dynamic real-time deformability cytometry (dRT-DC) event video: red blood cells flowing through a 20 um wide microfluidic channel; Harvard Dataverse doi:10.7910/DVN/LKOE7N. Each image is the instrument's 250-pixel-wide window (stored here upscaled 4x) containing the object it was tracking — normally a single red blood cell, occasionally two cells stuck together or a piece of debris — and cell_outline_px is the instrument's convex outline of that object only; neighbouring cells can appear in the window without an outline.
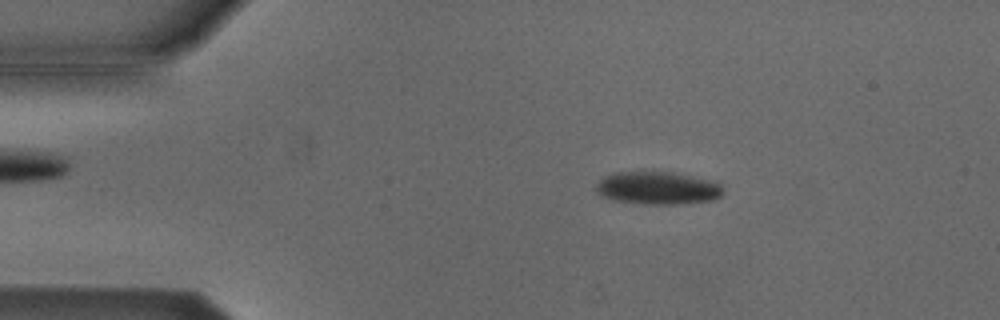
{"species": "Egyptian fruit bat (a non-hibernating species)", "species_latin": "Rousettus aegyptiacus", "temperature_condition": "cold", "stored_images_in_passage": 53, "camera_frame_rate_fps": 3000, "um_per_image_px": 0.085, "animal": {"sex": "male"}, "frame": {"image": 1, "passage_image": 9, "time_ms": 2.667, "image_size_px": [1000, 320], "cell_outline_px": [[724, 192], [720, 196], [712, 200], [676, 204], [644, 204], [612, 200], [596, 192], [596, 184], [604, 176], [616, 172], [672, 172], [716, 180], [724, 188]], "centroid_in_image_um": [55.94, 15.98], "position_along_channel_um": 29.1, "area_um2": 24.45}}
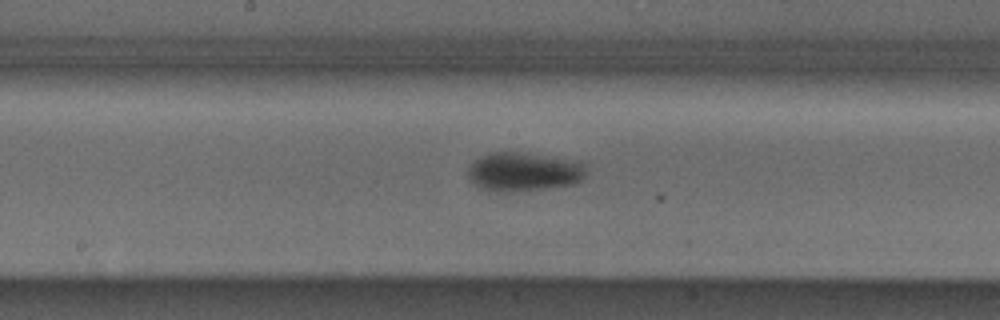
{"frame": {"image": 2, "passage_image": 27, "time_ms": 8.667, "image_size_px": [1000, 320], "cell_outline_px": [[584, 180], [576, 184], [544, 188], [508, 192], [488, 192], [480, 188], [468, 176], [468, 168], [480, 156], [488, 152], [520, 152], [584, 160]], "centroid_in_image_um": [44.55, 14.59], "position_along_channel_um": 203.6, "area_um2": 27.22}}
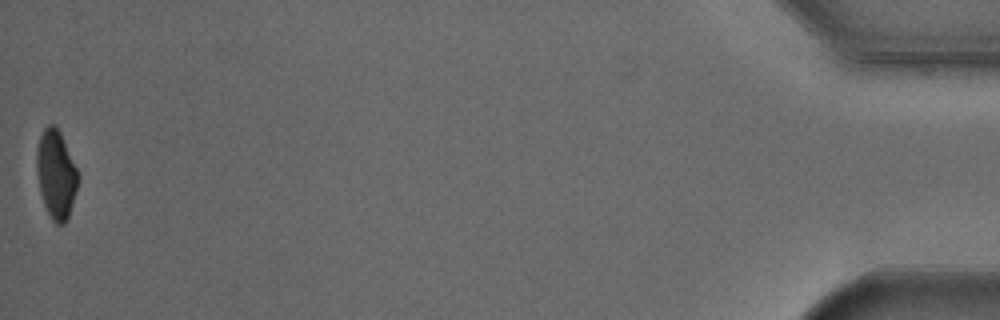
{"frame": {"image": 3, "passage_image": 53, "time_ms": 17.333, "image_size_px": [1000, 320], "cell_outline_px": [[80, 180], [68, 216], [64, 224], [56, 224], [52, 220], [44, 204], [40, 192], [36, 172], [36, 152], [40, 136], [44, 128], [48, 124], [56, 124], [60, 132], [80, 176]], "centroid_in_image_um": [4.76, 14.8], "position_along_channel_um": 430.4, "area_um2": 21.39}, "authors_computed_cell_mechanics": {"area_um2": 24.1026, "velocity_mm_per_s": 3.8036, "shape_relaxation_time_tau1_ms": 2.4976, "shape_relaxation_time_tau2_ms": null, "deformation_change_tau1": 0.0857, "deformation_change_tau2": null}}